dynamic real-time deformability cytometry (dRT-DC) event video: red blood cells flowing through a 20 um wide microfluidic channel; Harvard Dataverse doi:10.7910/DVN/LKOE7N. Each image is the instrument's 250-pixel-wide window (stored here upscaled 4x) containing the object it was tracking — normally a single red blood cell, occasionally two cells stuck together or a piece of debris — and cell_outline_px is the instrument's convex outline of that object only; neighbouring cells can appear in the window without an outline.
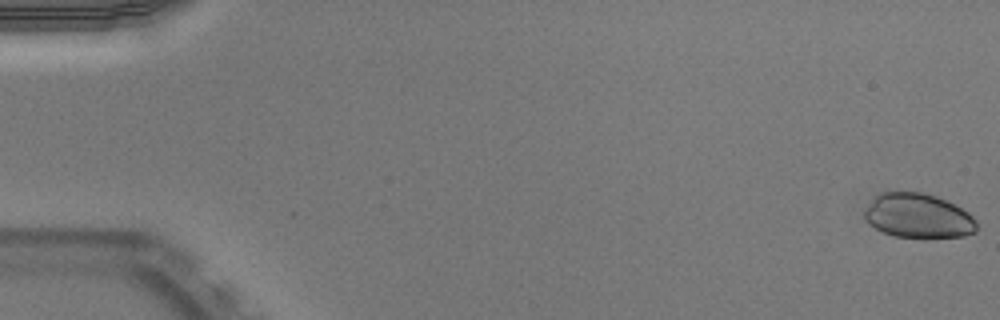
{"species": "Egyptian fruit bat (a non-hibernating species)", "species_latin": "Rousettus aegyptiacus", "temperature_condition": "warm", "stored_images_in_passage": 52, "camera_frame_rate_fps": 3000, "um_per_image_px": 0.085, "animal": {"sex": "male"}, "frame": {"image": 1, "passage_image": 1, "time_ms": 0.0, "image_size_px": [1000, 320], "cell_outline_px": [[976, 232], [964, 236], [924, 240], [892, 236], [868, 224], [864, 216], [864, 212], [872, 200], [876, 196], [884, 192], [920, 192], [936, 196], [968, 212], [976, 220]], "centroid_in_image_um": [78.06, 18.4], "position_along_channel_um": 6.9, "area_um2": 29.48}}
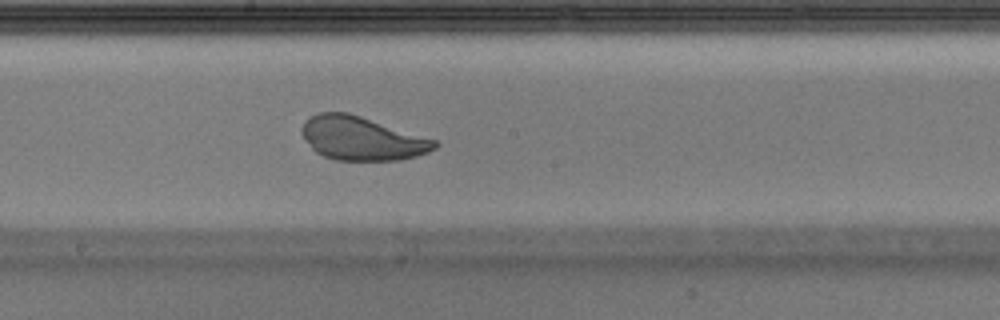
{"frame": {"image": 2, "passage_image": 29, "time_ms": 9.333, "image_size_px": [1000, 320], "cell_outline_px": [[440, 144], [436, 148], [428, 152], [416, 156], [400, 160], [336, 160], [324, 156], [316, 152], [312, 148], [300, 132], [300, 128], [304, 120], [308, 116], [320, 112], [348, 112], [436, 140]], "centroid_in_image_um": [30.73, 11.76], "position_along_channel_um": 217.5, "area_um2": 33.81}}
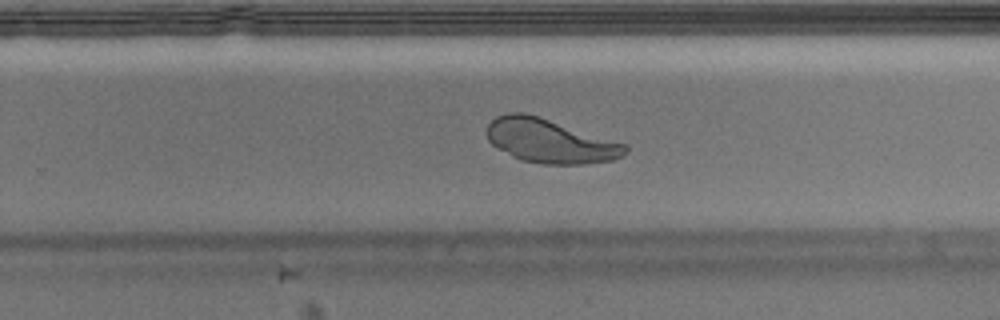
{"frame": {"image": 3, "passage_image": 34, "time_ms": 11.0, "image_size_px": [1000, 320], "cell_outline_px": [[628, 148], [624, 156], [612, 160], [584, 164], [540, 164], [520, 160], [512, 156], [492, 144], [488, 140], [488, 124], [496, 116], [508, 112], [524, 112], [628, 144]], "centroid_in_image_um": [46.77, 11.99], "position_along_channel_um": 283.0, "area_um2": 35.37}}